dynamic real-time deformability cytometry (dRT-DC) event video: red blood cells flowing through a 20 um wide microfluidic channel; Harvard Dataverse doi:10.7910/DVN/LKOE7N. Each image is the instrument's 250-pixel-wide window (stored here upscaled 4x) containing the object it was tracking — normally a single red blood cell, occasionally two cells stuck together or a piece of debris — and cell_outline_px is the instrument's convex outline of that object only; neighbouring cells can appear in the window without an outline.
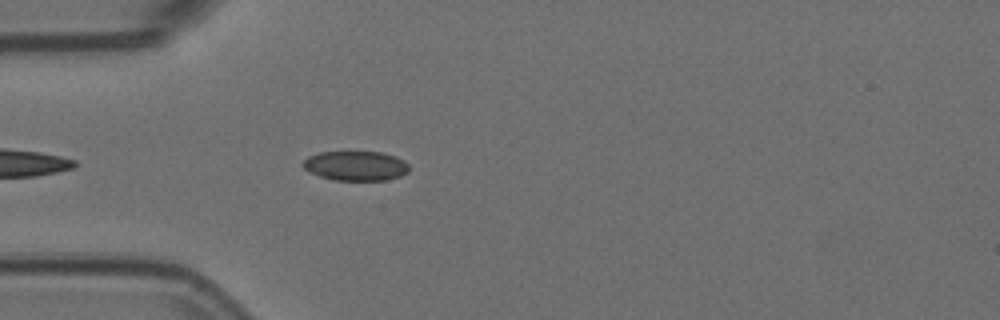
{"species": "Egyptian fruit bat (a non-hibernating species)", "species_latin": "Rousettus aegyptiacus", "temperature_condition": "room temperature", "stored_images_in_passage": 19, "camera_frame_rate_fps": 3000, "um_per_image_px": 0.085, "animal": {"sex": "female"}, "frame": {"image": 1, "passage_image": 5, "time_ms": 1.333, "image_size_px": [1000, 320], "cell_outline_px": [[408, 172], [400, 176], [384, 180], [336, 180], [320, 176], [308, 172], [300, 164], [308, 156], [320, 152], [380, 152], [396, 156], [404, 160], [408, 164]], "centroid_in_image_um": [30.21, 14.09], "position_along_channel_um": 54.8, "area_um2": 18.32}}
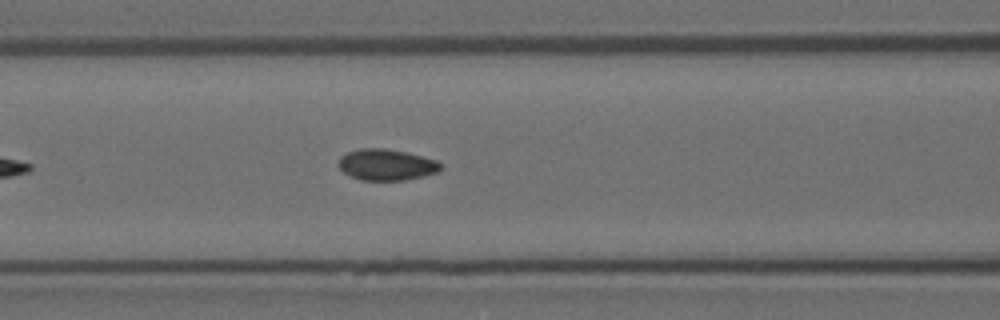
{"frame": {"image": 2, "passage_image": 12, "time_ms": 3.667, "image_size_px": [1000, 320], "cell_outline_px": [[440, 168], [436, 172], [424, 176], [404, 180], [360, 180], [344, 172], [336, 164], [340, 156], [348, 152], [360, 148], [384, 148], [408, 152], [436, 160], [440, 164]], "centroid_in_image_um": [32.81, 13.99], "position_along_channel_um": 133.8, "area_um2": 18.55}}
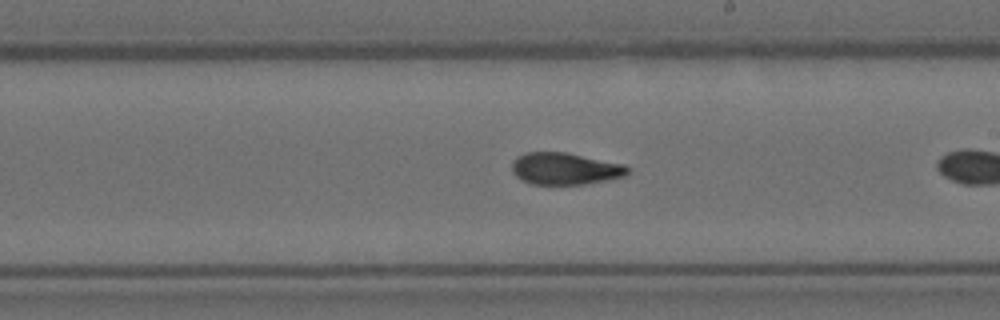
{"frame": {"image": 3, "passage_image": 18, "time_ms": 5.667, "image_size_px": [1000, 320], "cell_outline_px": [[628, 172], [624, 176], [584, 184], [532, 184], [516, 176], [512, 172], [512, 160], [516, 156], [524, 152], [568, 152], [624, 164], [628, 168]], "centroid_in_image_um": [47.99, 14.31], "position_along_channel_um": 241.0, "area_um2": 21.5}}